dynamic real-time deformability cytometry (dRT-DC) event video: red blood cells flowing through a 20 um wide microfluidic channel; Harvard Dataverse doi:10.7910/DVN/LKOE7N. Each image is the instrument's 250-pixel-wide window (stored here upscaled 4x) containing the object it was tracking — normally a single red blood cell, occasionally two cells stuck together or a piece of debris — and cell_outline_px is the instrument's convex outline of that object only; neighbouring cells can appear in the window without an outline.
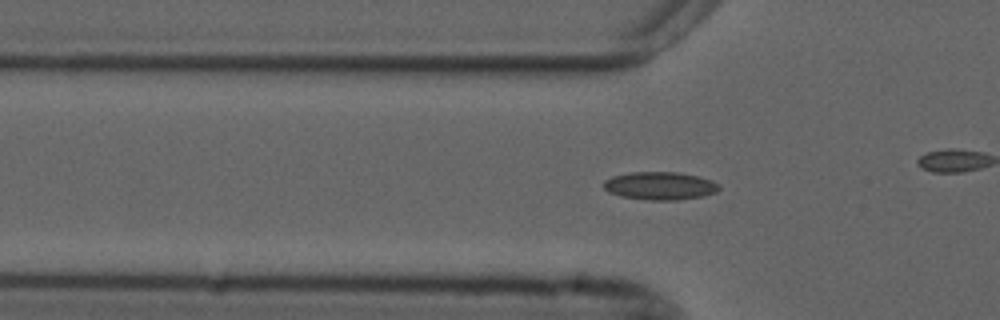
{"species": "common noctule bat (a hibernating species)", "species_latin": "Nyctalus noctula", "temperature_condition": "cold", "stored_images_in_passage": 43, "camera_frame_rate_fps": 3000, "um_per_image_px": 0.085, "animal": {"sex": "male", "forearm_length_mm": 52.5}, "frame": {"image": 1, "passage_image": 17, "time_ms": 5.333, "image_size_px": [1000, 320], "cell_outline_px": [[720, 188], [716, 192], [704, 196], [676, 200], [648, 200], [620, 196], [608, 192], [604, 188], [604, 180], [612, 176], [632, 172], [676, 172], [696, 176], [712, 180], [720, 184]], "centroid_in_image_um": [56.1, 15.8], "position_along_channel_um": 69.7, "area_um2": 18.84}}
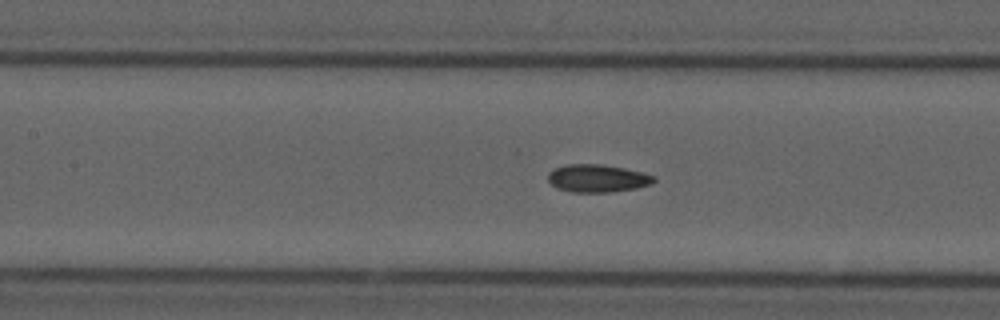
{"frame": {"image": 2, "passage_image": 24, "time_ms": 7.667, "image_size_px": [1000, 320], "cell_outline_px": [[656, 180], [652, 184], [636, 188], [608, 192], [572, 192], [556, 188], [548, 180], [548, 172], [552, 168], [564, 164], [600, 164], [624, 168], [656, 176]], "centroid_in_image_um": [50.75, 15.15], "position_along_channel_um": 156.6, "area_um2": 17.22}}
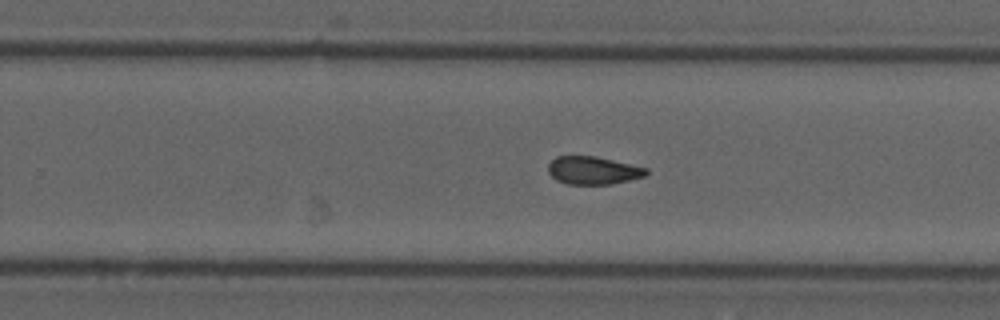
{"frame": {"image": 3, "passage_image": 34, "time_ms": 11.0, "image_size_px": [1000, 320], "cell_outline_px": [[648, 172], [644, 176], [612, 184], [568, 184], [556, 180], [548, 172], [548, 164], [556, 156], [596, 156], [648, 168]], "centroid_in_image_um": [50.4, 14.48], "position_along_channel_um": 279.4, "area_um2": 15.9}}